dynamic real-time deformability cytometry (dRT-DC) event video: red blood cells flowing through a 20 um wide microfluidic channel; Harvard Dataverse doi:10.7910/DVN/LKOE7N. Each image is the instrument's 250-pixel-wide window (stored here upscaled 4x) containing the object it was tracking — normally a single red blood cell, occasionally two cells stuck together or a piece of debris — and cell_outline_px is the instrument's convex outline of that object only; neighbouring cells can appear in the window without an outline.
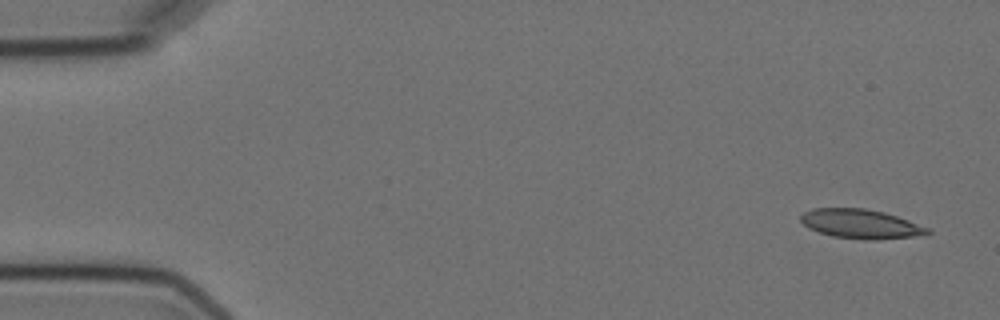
{"species": "Egyptian fruit bat (a non-hibernating species)", "species_latin": "Rousettus aegyptiacus", "temperature_condition": "cold", "stored_images_in_passage": 6, "camera_frame_rate_fps": 3000, "um_per_image_px": 0.085, "animal": {"sex": "female"}, "frame": {"image": 1, "passage_image": 1, "time_ms": 0.0, "image_size_px": [1000, 320], "cell_outline_px": [[932, 232], [928, 236], [872, 240], [864, 240], [832, 236], [808, 228], [800, 220], [800, 216], [804, 212], [812, 208], [864, 208], [884, 212], [908, 220], [928, 228]], "centroid_in_image_um": [73.21, 19.05], "position_along_channel_um": 11.8, "area_um2": 21.85}}
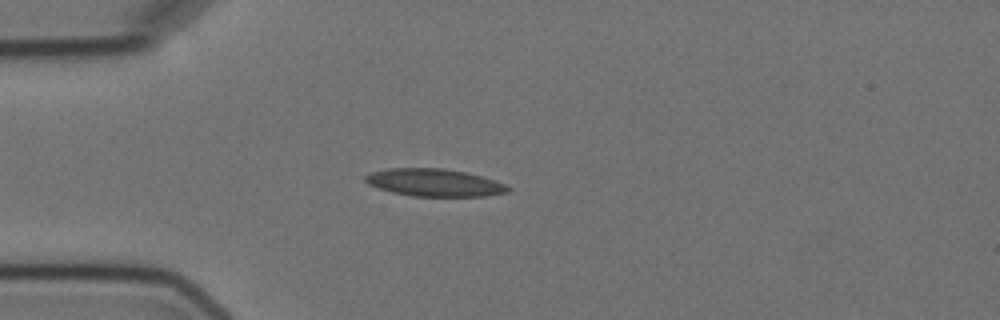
{"frame": {"image": 2, "passage_image": 4, "time_ms": 4.0, "image_size_px": [1000, 320], "cell_outline_px": [[512, 188], [508, 192], [484, 196], [412, 196], [392, 192], [368, 184], [364, 180], [364, 176], [368, 172], [388, 168], [444, 168], [464, 172], [496, 180]], "centroid_in_image_um": [36.89, 15.51], "position_along_channel_um": 48.1, "area_um2": 22.89}}
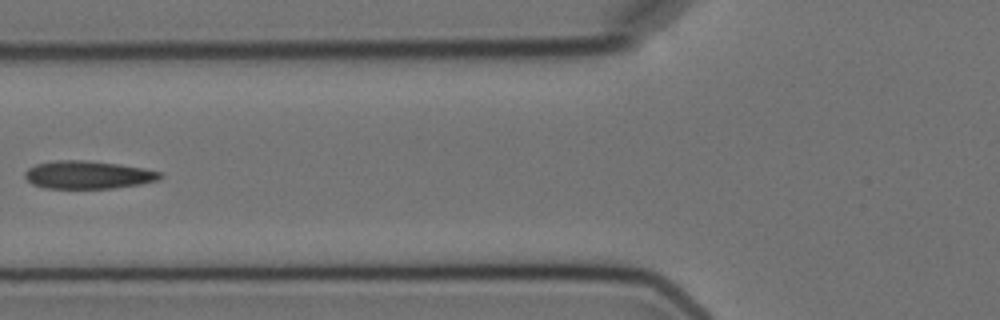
{"frame": {"image": 3, "passage_image": 6, "time_ms": 6.333, "image_size_px": [1000, 320], "cell_outline_px": [[164, 176], [160, 180], [140, 184], [112, 188], [44, 188], [32, 184], [24, 176], [24, 172], [28, 168], [36, 164], [56, 160], [84, 160], [116, 164], [144, 168], [160, 172]], "centroid_in_image_um": [7.48, 14.86], "position_along_channel_um": 118.3, "area_um2": 21.96}}